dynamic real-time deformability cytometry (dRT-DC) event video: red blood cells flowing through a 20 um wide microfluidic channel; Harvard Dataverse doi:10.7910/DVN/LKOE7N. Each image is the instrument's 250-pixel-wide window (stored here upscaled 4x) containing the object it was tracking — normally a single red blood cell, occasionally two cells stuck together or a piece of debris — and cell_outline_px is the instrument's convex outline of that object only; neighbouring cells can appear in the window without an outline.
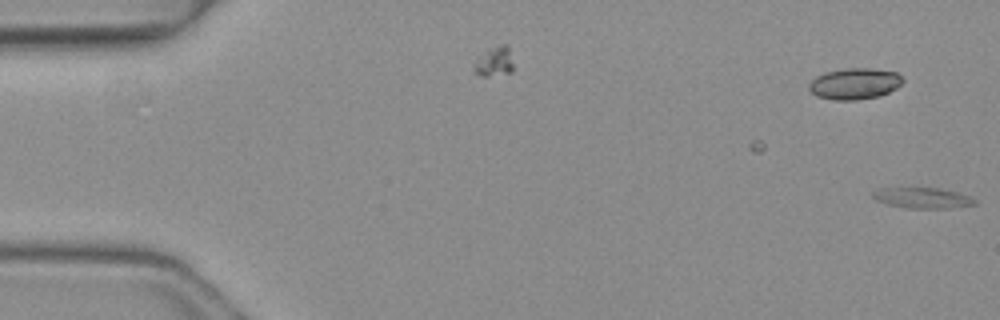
{"species": "common noctule bat (a hibernating species)", "species_latin": "Nyctalus noctula", "temperature_condition": "warm", "stored_images_in_passage": 2, "camera_frame_rate_fps": 3000, "um_per_image_px": 0.085, "animal": {"sex": "female", "body_mass_g": 19.3, "forearm_length_mm": 54.1}, "frame": {"image": 1, "passage_image": 2, "time_ms": 0.333, "image_size_px": [1000, 320], "cell_outline_px": [[976, 204], [948, 208], [904, 208], [888, 204], [876, 200], [872, 196], [872, 192], [876, 188], [936, 188], [956, 192], [968, 196], [976, 200]], "centroid_in_image_um": [78.36, 16.82], "position_along_channel_um": 6.6, "area_um2": 12.14}}